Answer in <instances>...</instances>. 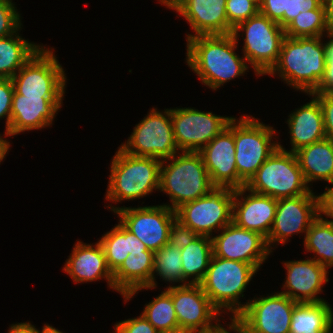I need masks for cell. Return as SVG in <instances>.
Wrapping results in <instances>:
<instances>
[{
    "instance_id": "6da1fadb",
    "label": "cell",
    "mask_w": 333,
    "mask_h": 333,
    "mask_svg": "<svg viewBox=\"0 0 333 333\" xmlns=\"http://www.w3.org/2000/svg\"><path fill=\"white\" fill-rule=\"evenodd\" d=\"M186 41L185 63L213 91L249 72L245 57L235 51L239 43L232 34L198 35Z\"/></svg>"
},
{
    "instance_id": "7a4b0ae2",
    "label": "cell",
    "mask_w": 333,
    "mask_h": 333,
    "mask_svg": "<svg viewBox=\"0 0 333 333\" xmlns=\"http://www.w3.org/2000/svg\"><path fill=\"white\" fill-rule=\"evenodd\" d=\"M324 37L285 36L279 59L268 76L281 81L297 92L314 93L326 68Z\"/></svg>"
},
{
    "instance_id": "3957f363",
    "label": "cell",
    "mask_w": 333,
    "mask_h": 333,
    "mask_svg": "<svg viewBox=\"0 0 333 333\" xmlns=\"http://www.w3.org/2000/svg\"><path fill=\"white\" fill-rule=\"evenodd\" d=\"M111 160L108 186L104 195L107 202L115 204L106 206L110 211L115 213L120 208L116 203L144 198L153 191H159L162 160L131 155L119 147Z\"/></svg>"
},
{
    "instance_id": "277c9868",
    "label": "cell",
    "mask_w": 333,
    "mask_h": 333,
    "mask_svg": "<svg viewBox=\"0 0 333 333\" xmlns=\"http://www.w3.org/2000/svg\"><path fill=\"white\" fill-rule=\"evenodd\" d=\"M259 272L252 264L226 260L212 255L203 280L199 283L212 305L234 320L243 310L244 292ZM230 312V313H229Z\"/></svg>"
},
{
    "instance_id": "5b68a950",
    "label": "cell",
    "mask_w": 333,
    "mask_h": 333,
    "mask_svg": "<svg viewBox=\"0 0 333 333\" xmlns=\"http://www.w3.org/2000/svg\"><path fill=\"white\" fill-rule=\"evenodd\" d=\"M215 188L199 152L180 151L162 160L159 191L169 196L163 203L172 210L208 194Z\"/></svg>"
},
{
    "instance_id": "8992f818",
    "label": "cell",
    "mask_w": 333,
    "mask_h": 333,
    "mask_svg": "<svg viewBox=\"0 0 333 333\" xmlns=\"http://www.w3.org/2000/svg\"><path fill=\"white\" fill-rule=\"evenodd\" d=\"M276 129L252 115L234 117L235 160L238 189L256 173L258 168L279 147ZM275 137V138H274ZM277 138V139H276ZM276 139V141L274 140Z\"/></svg>"
},
{
    "instance_id": "52a82bcc",
    "label": "cell",
    "mask_w": 333,
    "mask_h": 333,
    "mask_svg": "<svg viewBox=\"0 0 333 333\" xmlns=\"http://www.w3.org/2000/svg\"><path fill=\"white\" fill-rule=\"evenodd\" d=\"M232 35L238 42L242 37L241 53L257 78L267 75L276 65L285 38V31L278 23L258 12L238 24Z\"/></svg>"
},
{
    "instance_id": "ba28073f",
    "label": "cell",
    "mask_w": 333,
    "mask_h": 333,
    "mask_svg": "<svg viewBox=\"0 0 333 333\" xmlns=\"http://www.w3.org/2000/svg\"><path fill=\"white\" fill-rule=\"evenodd\" d=\"M251 192L275 199L308 194L312 189L304 179L295 153L279 147L245 184Z\"/></svg>"
},
{
    "instance_id": "9c48e42d",
    "label": "cell",
    "mask_w": 333,
    "mask_h": 333,
    "mask_svg": "<svg viewBox=\"0 0 333 333\" xmlns=\"http://www.w3.org/2000/svg\"><path fill=\"white\" fill-rule=\"evenodd\" d=\"M43 45L11 78L15 91L26 97H65L67 75L54 48Z\"/></svg>"
},
{
    "instance_id": "30bf717a",
    "label": "cell",
    "mask_w": 333,
    "mask_h": 333,
    "mask_svg": "<svg viewBox=\"0 0 333 333\" xmlns=\"http://www.w3.org/2000/svg\"><path fill=\"white\" fill-rule=\"evenodd\" d=\"M119 148L131 155L160 160L180 152L174 139L171 108L159 111L153 106Z\"/></svg>"
},
{
    "instance_id": "8fae6325",
    "label": "cell",
    "mask_w": 333,
    "mask_h": 333,
    "mask_svg": "<svg viewBox=\"0 0 333 333\" xmlns=\"http://www.w3.org/2000/svg\"><path fill=\"white\" fill-rule=\"evenodd\" d=\"M234 189L213 188L208 194L175 210L176 220L197 235L213 237L232 222Z\"/></svg>"
},
{
    "instance_id": "7c38bea8",
    "label": "cell",
    "mask_w": 333,
    "mask_h": 333,
    "mask_svg": "<svg viewBox=\"0 0 333 333\" xmlns=\"http://www.w3.org/2000/svg\"><path fill=\"white\" fill-rule=\"evenodd\" d=\"M260 296L246 300L244 310L234 319L236 324L245 333H290L298 302L279 291Z\"/></svg>"
},
{
    "instance_id": "4fadbf2b",
    "label": "cell",
    "mask_w": 333,
    "mask_h": 333,
    "mask_svg": "<svg viewBox=\"0 0 333 333\" xmlns=\"http://www.w3.org/2000/svg\"><path fill=\"white\" fill-rule=\"evenodd\" d=\"M170 294L178 319L179 333H208L225 318L211 303L199 284L165 288Z\"/></svg>"
},
{
    "instance_id": "5bb4252c",
    "label": "cell",
    "mask_w": 333,
    "mask_h": 333,
    "mask_svg": "<svg viewBox=\"0 0 333 333\" xmlns=\"http://www.w3.org/2000/svg\"><path fill=\"white\" fill-rule=\"evenodd\" d=\"M234 116H221L194 107L171 109L174 139L179 151L199 152L220 134Z\"/></svg>"
},
{
    "instance_id": "9a60e30c",
    "label": "cell",
    "mask_w": 333,
    "mask_h": 333,
    "mask_svg": "<svg viewBox=\"0 0 333 333\" xmlns=\"http://www.w3.org/2000/svg\"><path fill=\"white\" fill-rule=\"evenodd\" d=\"M114 214L118 215V221L127 230L153 252L168 243L170 228L176 220L175 211L163 204L121 206Z\"/></svg>"
},
{
    "instance_id": "2e32d148",
    "label": "cell",
    "mask_w": 333,
    "mask_h": 333,
    "mask_svg": "<svg viewBox=\"0 0 333 333\" xmlns=\"http://www.w3.org/2000/svg\"><path fill=\"white\" fill-rule=\"evenodd\" d=\"M311 190L306 195L277 199L275 219L267 237L269 249L290 240L293 235H305L311 223L318 217L317 196Z\"/></svg>"
},
{
    "instance_id": "e0dca14e",
    "label": "cell",
    "mask_w": 333,
    "mask_h": 333,
    "mask_svg": "<svg viewBox=\"0 0 333 333\" xmlns=\"http://www.w3.org/2000/svg\"><path fill=\"white\" fill-rule=\"evenodd\" d=\"M219 232L212 237L213 255L216 257L252 264L259 271L273 253L263 235L233 222Z\"/></svg>"
},
{
    "instance_id": "ac0fdd59",
    "label": "cell",
    "mask_w": 333,
    "mask_h": 333,
    "mask_svg": "<svg viewBox=\"0 0 333 333\" xmlns=\"http://www.w3.org/2000/svg\"><path fill=\"white\" fill-rule=\"evenodd\" d=\"M281 263L286 269L281 293L298 303L326 301L319 295L324 291L325 284L329 282V270L325 266L312 260L311 257L305 260H286Z\"/></svg>"
},
{
    "instance_id": "d6986e66",
    "label": "cell",
    "mask_w": 333,
    "mask_h": 333,
    "mask_svg": "<svg viewBox=\"0 0 333 333\" xmlns=\"http://www.w3.org/2000/svg\"><path fill=\"white\" fill-rule=\"evenodd\" d=\"M199 153L214 187L238 189L235 160L234 118Z\"/></svg>"
},
{
    "instance_id": "ffe728a7",
    "label": "cell",
    "mask_w": 333,
    "mask_h": 333,
    "mask_svg": "<svg viewBox=\"0 0 333 333\" xmlns=\"http://www.w3.org/2000/svg\"><path fill=\"white\" fill-rule=\"evenodd\" d=\"M64 97H26L14 91L8 135L41 130L53 125Z\"/></svg>"
},
{
    "instance_id": "44dd1931",
    "label": "cell",
    "mask_w": 333,
    "mask_h": 333,
    "mask_svg": "<svg viewBox=\"0 0 333 333\" xmlns=\"http://www.w3.org/2000/svg\"><path fill=\"white\" fill-rule=\"evenodd\" d=\"M227 0H178L171 8L193 30L186 40L198 35L232 34L226 14Z\"/></svg>"
},
{
    "instance_id": "7402d4cb",
    "label": "cell",
    "mask_w": 333,
    "mask_h": 333,
    "mask_svg": "<svg viewBox=\"0 0 333 333\" xmlns=\"http://www.w3.org/2000/svg\"><path fill=\"white\" fill-rule=\"evenodd\" d=\"M277 199L251 192L246 187L234 190L232 222L266 239L272 229Z\"/></svg>"
},
{
    "instance_id": "603a6c76",
    "label": "cell",
    "mask_w": 333,
    "mask_h": 333,
    "mask_svg": "<svg viewBox=\"0 0 333 333\" xmlns=\"http://www.w3.org/2000/svg\"><path fill=\"white\" fill-rule=\"evenodd\" d=\"M76 241L62 270L72 278L74 283L84 284L104 279L107 282V288L115 290L113 273L108 268L100 242L87 244L81 240Z\"/></svg>"
},
{
    "instance_id": "cb8c5ba5",
    "label": "cell",
    "mask_w": 333,
    "mask_h": 333,
    "mask_svg": "<svg viewBox=\"0 0 333 333\" xmlns=\"http://www.w3.org/2000/svg\"><path fill=\"white\" fill-rule=\"evenodd\" d=\"M305 95L311 97V100L291 111L286 119L291 148L286 150L279 142V148L284 151L295 153L303 147L326 138L323 111L319 100L312 93Z\"/></svg>"
},
{
    "instance_id": "d4e9b609",
    "label": "cell",
    "mask_w": 333,
    "mask_h": 333,
    "mask_svg": "<svg viewBox=\"0 0 333 333\" xmlns=\"http://www.w3.org/2000/svg\"><path fill=\"white\" fill-rule=\"evenodd\" d=\"M153 263V251L131 252L113 273L115 291L125 298L134 290L149 287Z\"/></svg>"
},
{
    "instance_id": "484cf974",
    "label": "cell",
    "mask_w": 333,
    "mask_h": 333,
    "mask_svg": "<svg viewBox=\"0 0 333 333\" xmlns=\"http://www.w3.org/2000/svg\"><path fill=\"white\" fill-rule=\"evenodd\" d=\"M295 155L309 187L317 180L333 183V141L322 139L299 149Z\"/></svg>"
},
{
    "instance_id": "4316f807",
    "label": "cell",
    "mask_w": 333,
    "mask_h": 333,
    "mask_svg": "<svg viewBox=\"0 0 333 333\" xmlns=\"http://www.w3.org/2000/svg\"><path fill=\"white\" fill-rule=\"evenodd\" d=\"M104 250L108 268L114 273L131 252H144L146 245L119 221L98 240Z\"/></svg>"
},
{
    "instance_id": "83f0119b",
    "label": "cell",
    "mask_w": 333,
    "mask_h": 333,
    "mask_svg": "<svg viewBox=\"0 0 333 333\" xmlns=\"http://www.w3.org/2000/svg\"><path fill=\"white\" fill-rule=\"evenodd\" d=\"M0 38V78L11 79L43 46L30 42L19 33Z\"/></svg>"
},
{
    "instance_id": "f1b7e54d",
    "label": "cell",
    "mask_w": 333,
    "mask_h": 333,
    "mask_svg": "<svg viewBox=\"0 0 333 333\" xmlns=\"http://www.w3.org/2000/svg\"><path fill=\"white\" fill-rule=\"evenodd\" d=\"M332 328L333 308L327 300L295 305L290 333H328Z\"/></svg>"
},
{
    "instance_id": "f546056e",
    "label": "cell",
    "mask_w": 333,
    "mask_h": 333,
    "mask_svg": "<svg viewBox=\"0 0 333 333\" xmlns=\"http://www.w3.org/2000/svg\"><path fill=\"white\" fill-rule=\"evenodd\" d=\"M160 280L168 283V287H176L183 285V270H182V260H181V249H177L175 246L166 244L162 248L154 252V263L152 280L149 287H143L129 293L124 299V302H129L132 300L139 291L142 290H154L157 285V277ZM181 283V284H180ZM172 284V285H171ZM178 284V285H177Z\"/></svg>"
},
{
    "instance_id": "4dcf8cb0",
    "label": "cell",
    "mask_w": 333,
    "mask_h": 333,
    "mask_svg": "<svg viewBox=\"0 0 333 333\" xmlns=\"http://www.w3.org/2000/svg\"><path fill=\"white\" fill-rule=\"evenodd\" d=\"M213 255L212 238L198 235L181 249L183 285L199 284L209 267Z\"/></svg>"
},
{
    "instance_id": "1f68e13d",
    "label": "cell",
    "mask_w": 333,
    "mask_h": 333,
    "mask_svg": "<svg viewBox=\"0 0 333 333\" xmlns=\"http://www.w3.org/2000/svg\"><path fill=\"white\" fill-rule=\"evenodd\" d=\"M303 240L304 250L313 253L312 260L328 270L333 267V222L317 217Z\"/></svg>"
},
{
    "instance_id": "d6a6232c",
    "label": "cell",
    "mask_w": 333,
    "mask_h": 333,
    "mask_svg": "<svg viewBox=\"0 0 333 333\" xmlns=\"http://www.w3.org/2000/svg\"><path fill=\"white\" fill-rule=\"evenodd\" d=\"M159 333H179L178 319L171 294L164 289L151 302L146 303L141 313Z\"/></svg>"
},
{
    "instance_id": "836d02e7",
    "label": "cell",
    "mask_w": 333,
    "mask_h": 333,
    "mask_svg": "<svg viewBox=\"0 0 333 333\" xmlns=\"http://www.w3.org/2000/svg\"><path fill=\"white\" fill-rule=\"evenodd\" d=\"M285 36L321 37L330 32L323 3L315 10L300 12L285 28Z\"/></svg>"
},
{
    "instance_id": "e575fe53",
    "label": "cell",
    "mask_w": 333,
    "mask_h": 333,
    "mask_svg": "<svg viewBox=\"0 0 333 333\" xmlns=\"http://www.w3.org/2000/svg\"><path fill=\"white\" fill-rule=\"evenodd\" d=\"M16 2L13 0H0V38L13 35L22 25V16Z\"/></svg>"
},
{
    "instance_id": "d590c367",
    "label": "cell",
    "mask_w": 333,
    "mask_h": 333,
    "mask_svg": "<svg viewBox=\"0 0 333 333\" xmlns=\"http://www.w3.org/2000/svg\"><path fill=\"white\" fill-rule=\"evenodd\" d=\"M259 12V7L251 0H227L226 14L229 25L234 29Z\"/></svg>"
},
{
    "instance_id": "8d00e7d4",
    "label": "cell",
    "mask_w": 333,
    "mask_h": 333,
    "mask_svg": "<svg viewBox=\"0 0 333 333\" xmlns=\"http://www.w3.org/2000/svg\"><path fill=\"white\" fill-rule=\"evenodd\" d=\"M324 39L326 68L317 90L312 94L333 93V31L326 33Z\"/></svg>"
},
{
    "instance_id": "74e56055",
    "label": "cell",
    "mask_w": 333,
    "mask_h": 333,
    "mask_svg": "<svg viewBox=\"0 0 333 333\" xmlns=\"http://www.w3.org/2000/svg\"><path fill=\"white\" fill-rule=\"evenodd\" d=\"M12 79L0 78V120L5 119V131L8 134L11 119V106L14 94Z\"/></svg>"
},
{
    "instance_id": "f35d334b",
    "label": "cell",
    "mask_w": 333,
    "mask_h": 333,
    "mask_svg": "<svg viewBox=\"0 0 333 333\" xmlns=\"http://www.w3.org/2000/svg\"><path fill=\"white\" fill-rule=\"evenodd\" d=\"M112 333H159L148 320L141 315L116 322Z\"/></svg>"
},
{
    "instance_id": "ab89813d",
    "label": "cell",
    "mask_w": 333,
    "mask_h": 333,
    "mask_svg": "<svg viewBox=\"0 0 333 333\" xmlns=\"http://www.w3.org/2000/svg\"><path fill=\"white\" fill-rule=\"evenodd\" d=\"M198 235L189 227L175 220L170 228L168 244L182 249L191 243Z\"/></svg>"
},
{
    "instance_id": "60d3db41",
    "label": "cell",
    "mask_w": 333,
    "mask_h": 333,
    "mask_svg": "<svg viewBox=\"0 0 333 333\" xmlns=\"http://www.w3.org/2000/svg\"><path fill=\"white\" fill-rule=\"evenodd\" d=\"M287 5L288 0H263L259 12L284 29V12L287 11Z\"/></svg>"
},
{
    "instance_id": "b9f144b4",
    "label": "cell",
    "mask_w": 333,
    "mask_h": 333,
    "mask_svg": "<svg viewBox=\"0 0 333 333\" xmlns=\"http://www.w3.org/2000/svg\"><path fill=\"white\" fill-rule=\"evenodd\" d=\"M323 0H288L284 12V28L300 13L317 9Z\"/></svg>"
},
{
    "instance_id": "7bdbcfd3",
    "label": "cell",
    "mask_w": 333,
    "mask_h": 333,
    "mask_svg": "<svg viewBox=\"0 0 333 333\" xmlns=\"http://www.w3.org/2000/svg\"><path fill=\"white\" fill-rule=\"evenodd\" d=\"M313 95L319 100L323 111L325 136L333 141V93Z\"/></svg>"
},
{
    "instance_id": "ee69618b",
    "label": "cell",
    "mask_w": 333,
    "mask_h": 333,
    "mask_svg": "<svg viewBox=\"0 0 333 333\" xmlns=\"http://www.w3.org/2000/svg\"><path fill=\"white\" fill-rule=\"evenodd\" d=\"M326 185L323 193L317 195L318 217L333 222V183ZM329 218V219H328Z\"/></svg>"
},
{
    "instance_id": "f6af8a7d",
    "label": "cell",
    "mask_w": 333,
    "mask_h": 333,
    "mask_svg": "<svg viewBox=\"0 0 333 333\" xmlns=\"http://www.w3.org/2000/svg\"><path fill=\"white\" fill-rule=\"evenodd\" d=\"M8 329L7 333H35L34 325L29 321L12 323Z\"/></svg>"
},
{
    "instance_id": "bcb514c9",
    "label": "cell",
    "mask_w": 333,
    "mask_h": 333,
    "mask_svg": "<svg viewBox=\"0 0 333 333\" xmlns=\"http://www.w3.org/2000/svg\"><path fill=\"white\" fill-rule=\"evenodd\" d=\"M326 23L330 31H333V0H323Z\"/></svg>"
},
{
    "instance_id": "7dc6e473",
    "label": "cell",
    "mask_w": 333,
    "mask_h": 333,
    "mask_svg": "<svg viewBox=\"0 0 333 333\" xmlns=\"http://www.w3.org/2000/svg\"><path fill=\"white\" fill-rule=\"evenodd\" d=\"M6 137L10 136L6 133L4 135L0 133V164L10 152L9 149H11V143Z\"/></svg>"
},
{
    "instance_id": "c3c4849f",
    "label": "cell",
    "mask_w": 333,
    "mask_h": 333,
    "mask_svg": "<svg viewBox=\"0 0 333 333\" xmlns=\"http://www.w3.org/2000/svg\"><path fill=\"white\" fill-rule=\"evenodd\" d=\"M231 322H228L229 324L226 323V325L224 326L222 324V333H230V332H234V333H245L237 324L234 320H230ZM227 327V328H226Z\"/></svg>"
},
{
    "instance_id": "681fc988",
    "label": "cell",
    "mask_w": 333,
    "mask_h": 333,
    "mask_svg": "<svg viewBox=\"0 0 333 333\" xmlns=\"http://www.w3.org/2000/svg\"><path fill=\"white\" fill-rule=\"evenodd\" d=\"M34 330H35V333H64L62 330L60 331L58 328L53 327L50 324H47V322L42 326L41 331H40V329L36 328L35 325H34Z\"/></svg>"
},
{
    "instance_id": "f907efd6",
    "label": "cell",
    "mask_w": 333,
    "mask_h": 333,
    "mask_svg": "<svg viewBox=\"0 0 333 333\" xmlns=\"http://www.w3.org/2000/svg\"><path fill=\"white\" fill-rule=\"evenodd\" d=\"M178 0H158L159 4L166 6L165 8H170L177 2Z\"/></svg>"
},
{
    "instance_id": "816d5d0a",
    "label": "cell",
    "mask_w": 333,
    "mask_h": 333,
    "mask_svg": "<svg viewBox=\"0 0 333 333\" xmlns=\"http://www.w3.org/2000/svg\"><path fill=\"white\" fill-rule=\"evenodd\" d=\"M208 333H222V325L219 326L216 330L208 332Z\"/></svg>"
},
{
    "instance_id": "f5cc1de1",
    "label": "cell",
    "mask_w": 333,
    "mask_h": 333,
    "mask_svg": "<svg viewBox=\"0 0 333 333\" xmlns=\"http://www.w3.org/2000/svg\"><path fill=\"white\" fill-rule=\"evenodd\" d=\"M251 1L254 2L258 7H260L263 0H251Z\"/></svg>"
}]
</instances>
